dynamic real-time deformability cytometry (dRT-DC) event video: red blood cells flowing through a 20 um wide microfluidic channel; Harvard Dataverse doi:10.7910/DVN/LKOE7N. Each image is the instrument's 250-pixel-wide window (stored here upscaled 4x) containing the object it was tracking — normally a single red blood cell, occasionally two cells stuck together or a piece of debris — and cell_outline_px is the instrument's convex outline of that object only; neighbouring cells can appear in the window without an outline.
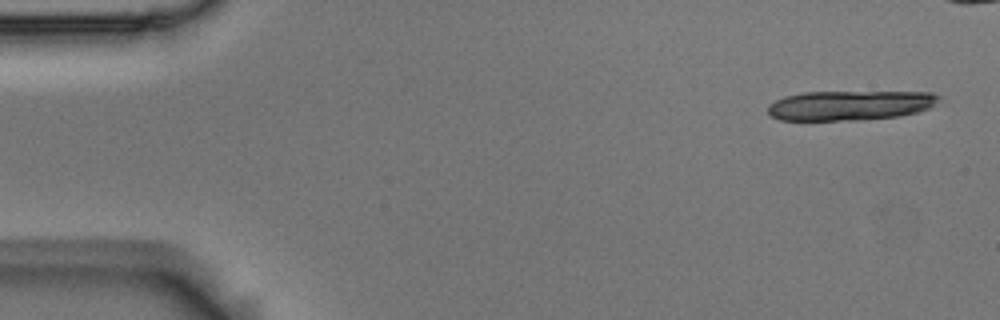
{"species": "Egyptian fruit bat (a non-hibernating species)", "species_latin": "Rousettus aegyptiacus", "temperature_condition": "room temperature", "stored_images_in_passage": 16, "camera_frame_rate_fps": 3000, "um_per_image_px": 0.085, "animal": {"sex": "male"}, "frame": {"image": 1, "passage_image": 1, "time_ms": 0.0, "image_size_px": [1000, 320], "cell_outline_px": [[940, 96], [932, 108], [900, 116], [860, 120], [780, 120], [772, 116], [768, 112], [768, 104], [784, 96], [804, 92], [932, 92]], "centroid_in_image_um": [72.25, 8.95], "position_along_channel_um": 12.7, "area_um2": 29.71}}
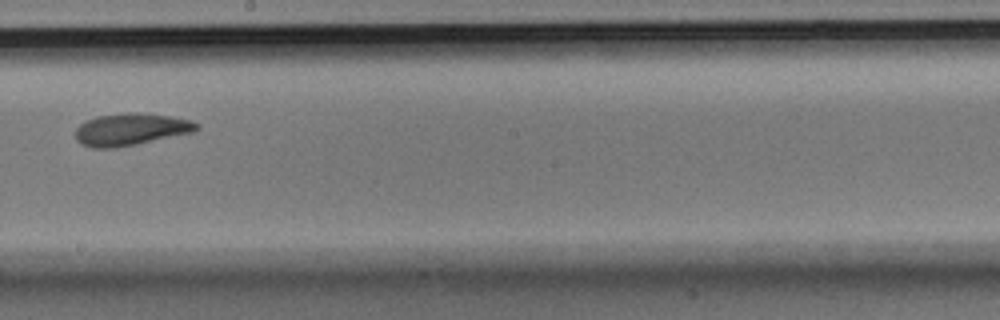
{"frame": {"image": 2, "passage_image": 10, "time_ms": 3.0, "image_size_px": [1000, 320], "cell_outline_px": [[200, 128], [196, 132], [116, 148], [92, 148], [80, 144], [76, 140], [76, 128], [80, 124], [96, 116], [132, 112], [136, 112], [172, 116], [192, 120], [200, 124]], "centroid_in_image_um": [11.16, 11.0], "position_along_channel_um": 237.0, "area_um2": 22.95}}
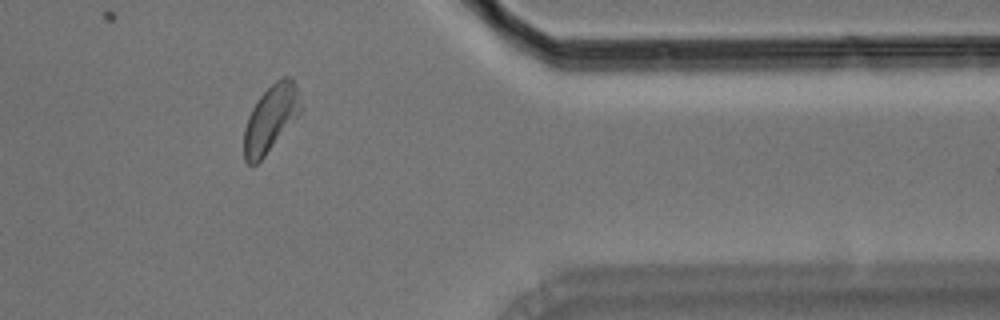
{"frame": {"image": 3, "passage_image": 14, "time_ms": 4.333, "image_size_px": [1000, 320], "cell_outline_px": [[304, 108], [264, 156], [256, 164], [248, 164], [244, 160], [244, 128], [248, 116], [256, 100], [276, 80], [284, 76], [288, 76], [296, 84]], "centroid_in_image_um": [23.02, 10.05], "position_along_channel_um": 388.4, "area_um2": 21.91}}